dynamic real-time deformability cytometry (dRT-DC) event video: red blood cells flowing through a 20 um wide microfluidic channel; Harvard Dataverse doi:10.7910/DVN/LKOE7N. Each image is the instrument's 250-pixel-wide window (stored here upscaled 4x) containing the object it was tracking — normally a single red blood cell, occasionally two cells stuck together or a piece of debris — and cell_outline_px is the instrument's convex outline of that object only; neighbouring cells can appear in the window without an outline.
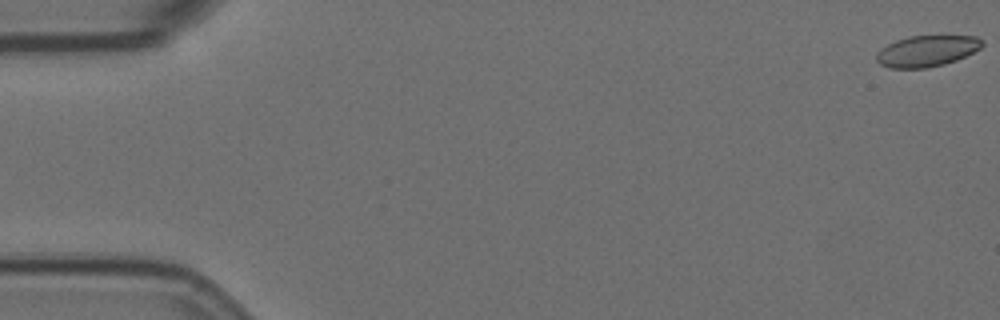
{"species": "Egyptian fruit bat (a non-hibernating species)", "species_latin": "Rousettus aegyptiacus", "temperature_condition": "room temperature", "stored_images_in_passage": 7, "camera_frame_rate_fps": 3000, "um_per_image_px": 0.085, "animal": {"sex": "female"}, "frame": {"image": 1, "passage_image": 1, "time_ms": 0.0, "image_size_px": [1000, 320], "cell_outline_px": [[984, 44], [980, 48], [956, 60], [944, 64], [928, 68], [888, 68], [880, 64], [876, 60], [876, 56], [880, 48], [896, 40], [908, 36], [976, 36], [984, 40]], "centroid_in_image_um": [78.77, 4.33], "position_along_channel_um": 6.2, "area_um2": 19.19}}